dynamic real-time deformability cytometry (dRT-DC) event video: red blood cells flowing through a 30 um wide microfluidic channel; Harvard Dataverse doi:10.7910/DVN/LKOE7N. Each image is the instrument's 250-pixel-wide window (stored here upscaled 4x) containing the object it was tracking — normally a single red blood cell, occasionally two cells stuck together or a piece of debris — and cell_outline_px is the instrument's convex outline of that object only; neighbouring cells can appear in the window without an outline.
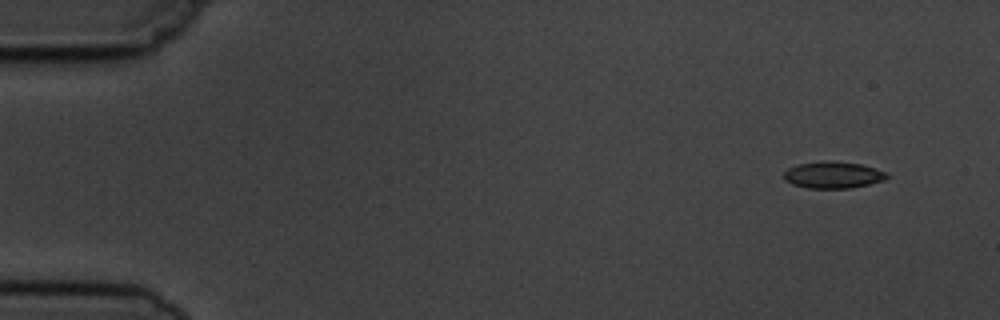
{"species": "common noctule bat (a hibernating species)", "species_latin": "Nyctalus noctula", "temperature_condition": "cold", "stored_images_in_passage": 7, "camera_frame_rate_fps": 3000, "um_per_image_px": 0.085, "animal": {"sex": "male", "body_mass_g": 19.5, "forearm_length_mm": 54.6}, "frame": {"image": 1, "passage_image": 1, "time_ms": 0.0, "image_size_px": [1000, 320], "cell_outline_px": [[888, 176], [884, 180], [852, 188], [808, 188], [792, 184], [784, 180], [784, 172], [788, 168], [796, 164], [828, 160], [860, 164], [876, 168], [888, 172]], "centroid_in_image_um": [70.8, 14.86], "position_along_channel_um": 14.2, "area_um2": 16.13}}
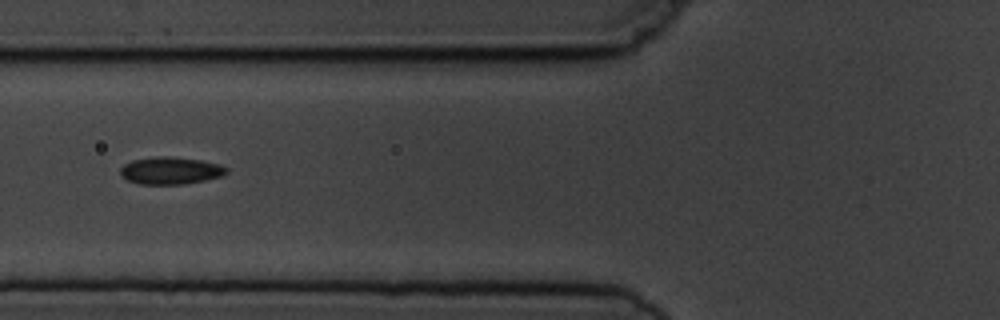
{"frame": {"image": 2, "passage_image": 5, "time_ms": 5.667, "image_size_px": [1000, 320], "cell_outline_px": [[228, 172], [220, 176], [204, 180], [184, 184], [140, 184], [128, 180], [120, 176], [120, 168], [124, 164], [132, 160], [156, 156], [168, 156], [200, 160], [220, 164], [228, 168]], "centroid_in_image_um": [14.47, 14.49], "position_along_channel_um": 111.3, "area_um2": 16.88}}
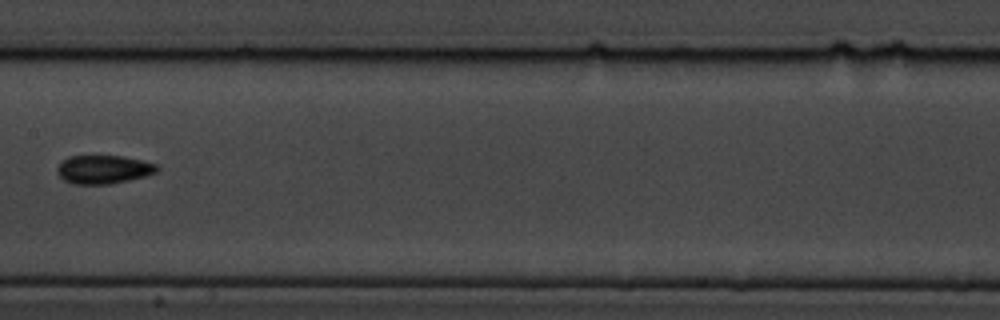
{"frame": {"image": 3, "passage_image": 7, "time_ms": 8.0, "image_size_px": [1000, 320], "cell_outline_px": [[160, 168], [156, 172], [144, 176], [128, 180], [108, 184], [72, 184], [64, 180], [56, 172], [56, 168], [68, 156], [124, 156], [156, 164]], "centroid_in_image_um": [8.78, 14.4], "position_along_channel_um": 198.6, "area_um2": 16.47}}